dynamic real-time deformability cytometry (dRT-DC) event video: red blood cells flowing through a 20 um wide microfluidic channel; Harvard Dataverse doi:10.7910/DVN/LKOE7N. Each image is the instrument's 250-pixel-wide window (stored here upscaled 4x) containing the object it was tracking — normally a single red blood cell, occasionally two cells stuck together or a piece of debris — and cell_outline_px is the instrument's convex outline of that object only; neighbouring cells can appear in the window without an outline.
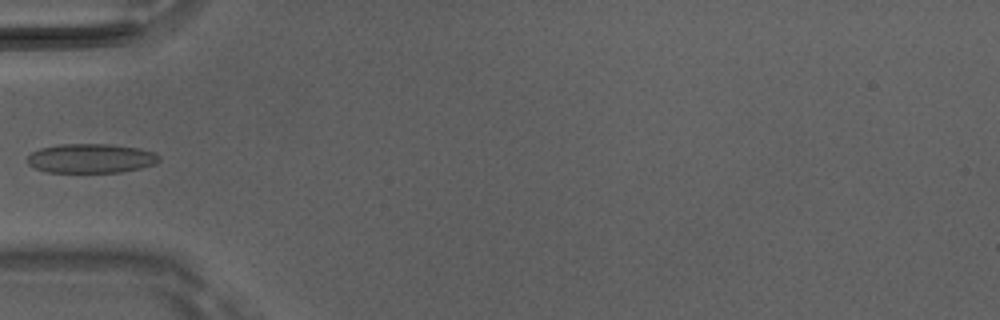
{"species": "Egyptian fruit bat (a non-hibernating species)", "species_latin": "Rousettus aegyptiacus", "temperature_condition": "room temperature", "stored_images_in_passage": 6, "camera_frame_rate_fps": 3000, "um_per_image_px": 0.085, "animal": {"sex": "male"}, "frame": {"image": 1, "passage_image": 5, "time_ms": 1.333, "image_size_px": [1000, 320], "cell_outline_px": [[160, 160], [156, 164], [140, 168], [120, 172], [48, 172], [36, 168], [28, 164], [28, 156], [32, 152], [40, 148], [56, 144], [112, 144], [140, 148], [156, 152], [160, 156]], "centroid_in_image_um": [7.77, 13.45], "position_along_channel_um": 77.2, "area_um2": 22.66}}